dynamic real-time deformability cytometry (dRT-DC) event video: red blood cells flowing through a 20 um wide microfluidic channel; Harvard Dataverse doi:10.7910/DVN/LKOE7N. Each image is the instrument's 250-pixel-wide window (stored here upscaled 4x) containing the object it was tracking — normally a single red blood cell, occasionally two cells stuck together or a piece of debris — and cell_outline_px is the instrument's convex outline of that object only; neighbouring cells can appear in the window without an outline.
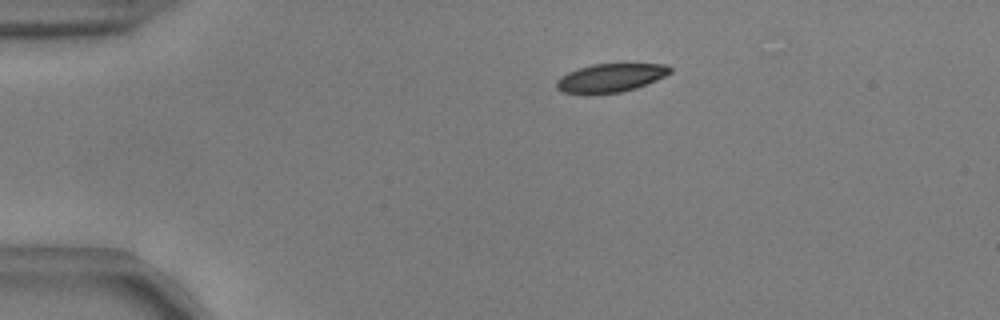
{"species": "common noctule bat (a hibernating species)", "species_latin": "Nyctalus noctula", "temperature_condition": "warm", "stored_images_in_passage": 47, "camera_frame_rate_fps": 3000, "um_per_image_px": 0.085, "animal": {"sex": "male", "body_mass_g": 17.9, "forearm_length_mm": 54.2}, "frame": {"image": 1, "passage_image": 4, "time_ms": 1.0, "image_size_px": [1000, 320], "cell_outline_px": [[672, 72], [656, 80], [636, 88], [624, 92], [588, 96], [564, 92], [556, 88], [556, 80], [560, 76], [568, 72], [592, 64], [668, 64], [672, 68]], "centroid_in_image_um": [51.87, 6.65], "position_along_channel_um": 33.1, "area_um2": 19.31}}
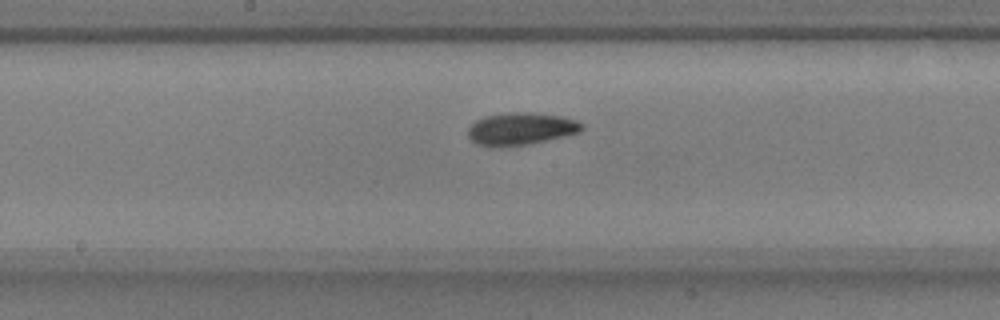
{"frame": {"image": 2, "passage_image": 22, "time_ms": 7.0, "image_size_px": [1000, 320], "cell_outline_px": [[584, 128], [580, 132], [564, 136], [528, 144], [500, 148], [476, 144], [468, 136], [468, 128], [476, 120], [484, 116], [508, 112], [528, 112], [564, 116], [576, 120], [584, 124]], "centroid_in_image_um": [44.27, 10.95], "position_along_channel_um": 203.9, "area_um2": 21.73}}
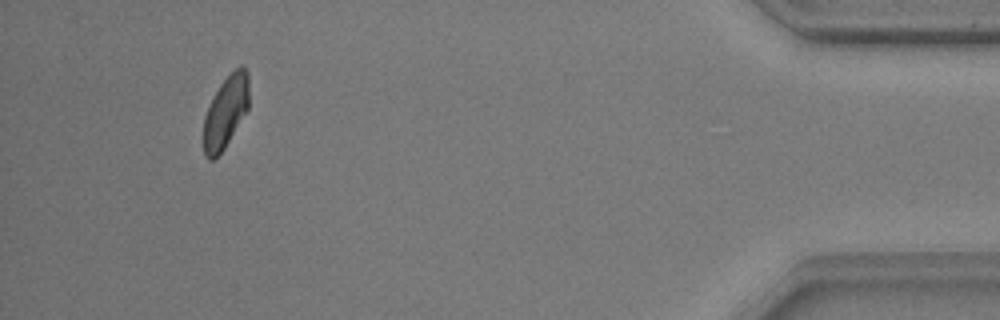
{"frame": {"image": 3, "passage_image": 44, "time_ms": 14.333, "image_size_px": [1000, 320], "cell_outline_px": [[248, 108], [224, 148], [212, 160], [208, 160], [204, 156], [204, 116], [220, 84], [240, 64], [244, 64], [248, 72]], "centroid_in_image_um": [19.19, 9.49], "position_along_channel_um": 416.0, "area_um2": 18.67}, "authors_computed_cell_mechanics": {"area_um2": 20.3456, "velocity_mm_per_s": 3.7279, "shape_relaxation_time_tau1_ms": 3.2932, "shape_relaxation_time_tau2_ms": 6.93, "deformation_change_tau1": 0.1087, "deformation_change_tau2": 0.115}}